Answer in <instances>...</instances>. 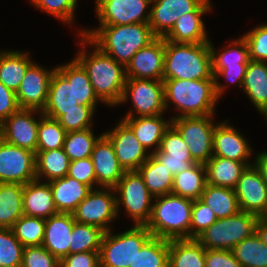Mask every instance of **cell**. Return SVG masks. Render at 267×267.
I'll list each match as a JSON object with an SVG mask.
<instances>
[{
  "instance_id": "obj_13",
  "label": "cell",
  "mask_w": 267,
  "mask_h": 267,
  "mask_svg": "<svg viewBox=\"0 0 267 267\" xmlns=\"http://www.w3.org/2000/svg\"><path fill=\"white\" fill-rule=\"evenodd\" d=\"M35 179V153L0 138V183L24 185Z\"/></svg>"
},
{
  "instance_id": "obj_55",
  "label": "cell",
  "mask_w": 267,
  "mask_h": 267,
  "mask_svg": "<svg viewBox=\"0 0 267 267\" xmlns=\"http://www.w3.org/2000/svg\"><path fill=\"white\" fill-rule=\"evenodd\" d=\"M19 109L15 92L0 82V124Z\"/></svg>"
},
{
  "instance_id": "obj_17",
  "label": "cell",
  "mask_w": 267,
  "mask_h": 267,
  "mask_svg": "<svg viewBox=\"0 0 267 267\" xmlns=\"http://www.w3.org/2000/svg\"><path fill=\"white\" fill-rule=\"evenodd\" d=\"M56 68L48 70L32 63L15 92L20 109L43 111L46 106L51 77Z\"/></svg>"
},
{
  "instance_id": "obj_60",
  "label": "cell",
  "mask_w": 267,
  "mask_h": 267,
  "mask_svg": "<svg viewBox=\"0 0 267 267\" xmlns=\"http://www.w3.org/2000/svg\"><path fill=\"white\" fill-rule=\"evenodd\" d=\"M267 222V213L262 217Z\"/></svg>"
},
{
  "instance_id": "obj_52",
  "label": "cell",
  "mask_w": 267,
  "mask_h": 267,
  "mask_svg": "<svg viewBox=\"0 0 267 267\" xmlns=\"http://www.w3.org/2000/svg\"><path fill=\"white\" fill-rule=\"evenodd\" d=\"M67 176L94 189L96 176L91 157L70 161Z\"/></svg>"
},
{
  "instance_id": "obj_56",
  "label": "cell",
  "mask_w": 267,
  "mask_h": 267,
  "mask_svg": "<svg viewBox=\"0 0 267 267\" xmlns=\"http://www.w3.org/2000/svg\"><path fill=\"white\" fill-rule=\"evenodd\" d=\"M254 166L259 170L263 180L267 184V151L258 153L255 158Z\"/></svg>"
},
{
  "instance_id": "obj_21",
  "label": "cell",
  "mask_w": 267,
  "mask_h": 267,
  "mask_svg": "<svg viewBox=\"0 0 267 267\" xmlns=\"http://www.w3.org/2000/svg\"><path fill=\"white\" fill-rule=\"evenodd\" d=\"M152 155L173 175L189 169L196 162L193 160L187 144L180 133L172 126L165 131L160 147Z\"/></svg>"
},
{
  "instance_id": "obj_54",
  "label": "cell",
  "mask_w": 267,
  "mask_h": 267,
  "mask_svg": "<svg viewBox=\"0 0 267 267\" xmlns=\"http://www.w3.org/2000/svg\"><path fill=\"white\" fill-rule=\"evenodd\" d=\"M60 267H100L99 252L69 254L60 260Z\"/></svg>"
},
{
  "instance_id": "obj_34",
  "label": "cell",
  "mask_w": 267,
  "mask_h": 267,
  "mask_svg": "<svg viewBox=\"0 0 267 267\" xmlns=\"http://www.w3.org/2000/svg\"><path fill=\"white\" fill-rule=\"evenodd\" d=\"M207 184L206 168L204 164H193L189 169L179 172L173 177L171 194L198 200L201 198Z\"/></svg>"
},
{
  "instance_id": "obj_47",
  "label": "cell",
  "mask_w": 267,
  "mask_h": 267,
  "mask_svg": "<svg viewBox=\"0 0 267 267\" xmlns=\"http://www.w3.org/2000/svg\"><path fill=\"white\" fill-rule=\"evenodd\" d=\"M37 9L62 20L69 25L73 22L78 0H29Z\"/></svg>"
},
{
  "instance_id": "obj_51",
  "label": "cell",
  "mask_w": 267,
  "mask_h": 267,
  "mask_svg": "<svg viewBox=\"0 0 267 267\" xmlns=\"http://www.w3.org/2000/svg\"><path fill=\"white\" fill-rule=\"evenodd\" d=\"M23 267H60V261L42 245L24 247Z\"/></svg>"
},
{
  "instance_id": "obj_30",
  "label": "cell",
  "mask_w": 267,
  "mask_h": 267,
  "mask_svg": "<svg viewBox=\"0 0 267 267\" xmlns=\"http://www.w3.org/2000/svg\"><path fill=\"white\" fill-rule=\"evenodd\" d=\"M242 89L259 113L267 108V62L249 61Z\"/></svg>"
},
{
  "instance_id": "obj_24",
  "label": "cell",
  "mask_w": 267,
  "mask_h": 267,
  "mask_svg": "<svg viewBox=\"0 0 267 267\" xmlns=\"http://www.w3.org/2000/svg\"><path fill=\"white\" fill-rule=\"evenodd\" d=\"M210 0H205L193 13L178 18L164 40L173 43L200 44L209 42L202 16L211 11Z\"/></svg>"
},
{
  "instance_id": "obj_7",
  "label": "cell",
  "mask_w": 267,
  "mask_h": 267,
  "mask_svg": "<svg viewBox=\"0 0 267 267\" xmlns=\"http://www.w3.org/2000/svg\"><path fill=\"white\" fill-rule=\"evenodd\" d=\"M152 237L146 226H133L119 234L105 232L99 251L100 267H129Z\"/></svg>"
},
{
  "instance_id": "obj_42",
  "label": "cell",
  "mask_w": 267,
  "mask_h": 267,
  "mask_svg": "<svg viewBox=\"0 0 267 267\" xmlns=\"http://www.w3.org/2000/svg\"><path fill=\"white\" fill-rule=\"evenodd\" d=\"M105 231L100 227L74 222L72 228L70 254L99 252Z\"/></svg>"
},
{
  "instance_id": "obj_10",
  "label": "cell",
  "mask_w": 267,
  "mask_h": 267,
  "mask_svg": "<svg viewBox=\"0 0 267 267\" xmlns=\"http://www.w3.org/2000/svg\"><path fill=\"white\" fill-rule=\"evenodd\" d=\"M213 115L181 116L171 120L180 133L196 163L206 164L213 153V133L216 123Z\"/></svg>"
},
{
  "instance_id": "obj_53",
  "label": "cell",
  "mask_w": 267,
  "mask_h": 267,
  "mask_svg": "<svg viewBox=\"0 0 267 267\" xmlns=\"http://www.w3.org/2000/svg\"><path fill=\"white\" fill-rule=\"evenodd\" d=\"M205 267H241L230 250L206 249Z\"/></svg>"
},
{
  "instance_id": "obj_50",
  "label": "cell",
  "mask_w": 267,
  "mask_h": 267,
  "mask_svg": "<svg viewBox=\"0 0 267 267\" xmlns=\"http://www.w3.org/2000/svg\"><path fill=\"white\" fill-rule=\"evenodd\" d=\"M253 61L267 62V24L258 25L242 36Z\"/></svg>"
},
{
  "instance_id": "obj_36",
  "label": "cell",
  "mask_w": 267,
  "mask_h": 267,
  "mask_svg": "<svg viewBox=\"0 0 267 267\" xmlns=\"http://www.w3.org/2000/svg\"><path fill=\"white\" fill-rule=\"evenodd\" d=\"M137 172L154 197L171 194L174 175L152 154Z\"/></svg>"
},
{
  "instance_id": "obj_6",
  "label": "cell",
  "mask_w": 267,
  "mask_h": 267,
  "mask_svg": "<svg viewBox=\"0 0 267 267\" xmlns=\"http://www.w3.org/2000/svg\"><path fill=\"white\" fill-rule=\"evenodd\" d=\"M260 217L256 214L240 211L238 214L217 219L196 240L205 249L230 250L252 236Z\"/></svg>"
},
{
  "instance_id": "obj_26",
  "label": "cell",
  "mask_w": 267,
  "mask_h": 267,
  "mask_svg": "<svg viewBox=\"0 0 267 267\" xmlns=\"http://www.w3.org/2000/svg\"><path fill=\"white\" fill-rule=\"evenodd\" d=\"M74 222L72 213H58L46 219L42 246L59 261L70 254Z\"/></svg>"
},
{
  "instance_id": "obj_40",
  "label": "cell",
  "mask_w": 267,
  "mask_h": 267,
  "mask_svg": "<svg viewBox=\"0 0 267 267\" xmlns=\"http://www.w3.org/2000/svg\"><path fill=\"white\" fill-rule=\"evenodd\" d=\"M129 267H169V240L152 237Z\"/></svg>"
},
{
  "instance_id": "obj_14",
  "label": "cell",
  "mask_w": 267,
  "mask_h": 267,
  "mask_svg": "<svg viewBox=\"0 0 267 267\" xmlns=\"http://www.w3.org/2000/svg\"><path fill=\"white\" fill-rule=\"evenodd\" d=\"M150 4L151 0H96V16L100 25L149 23Z\"/></svg>"
},
{
  "instance_id": "obj_33",
  "label": "cell",
  "mask_w": 267,
  "mask_h": 267,
  "mask_svg": "<svg viewBox=\"0 0 267 267\" xmlns=\"http://www.w3.org/2000/svg\"><path fill=\"white\" fill-rule=\"evenodd\" d=\"M205 253L196 239L169 240V267H205Z\"/></svg>"
},
{
  "instance_id": "obj_19",
  "label": "cell",
  "mask_w": 267,
  "mask_h": 267,
  "mask_svg": "<svg viewBox=\"0 0 267 267\" xmlns=\"http://www.w3.org/2000/svg\"><path fill=\"white\" fill-rule=\"evenodd\" d=\"M165 56L164 38H156L141 48L125 67L126 78L163 81Z\"/></svg>"
},
{
  "instance_id": "obj_4",
  "label": "cell",
  "mask_w": 267,
  "mask_h": 267,
  "mask_svg": "<svg viewBox=\"0 0 267 267\" xmlns=\"http://www.w3.org/2000/svg\"><path fill=\"white\" fill-rule=\"evenodd\" d=\"M212 76L209 42L185 44L165 40L163 80H203Z\"/></svg>"
},
{
  "instance_id": "obj_44",
  "label": "cell",
  "mask_w": 267,
  "mask_h": 267,
  "mask_svg": "<svg viewBox=\"0 0 267 267\" xmlns=\"http://www.w3.org/2000/svg\"><path fill=\"white\" fill-rule=\"evenodd\" d=\"M37 115H39L37 151L63 148L66 130L57 119L45 116L42 111H38Z\"/></svg>"
},
{
  "instance_id": "obj_23",
  "label": "cell",
  "mask_w": 267,
  "mask_h": 267,
  "mask_svg": "<svg viewBox=\"0 0 267 267\" xmlns=\"http://www.w3.org/2000/svg\"><path fill=\"white\" fill-rule=\"evenodd\" d=\"M91 159L96 176V188H114L125 171L119 164L110 140L104 134L96 142Z\"/></svg>"
},
{
  "instance_id": "obj_18",
  "label": "cell",
  "mask_w": 267,
  "mask_h": 267,
  "mask_svg": "<svg viewBox=\"0 0 267 267\" xmlns=\"http://www.w3.org/2000/svg\"><path fill=\"white\" fill-rule=\"evenodd\" d=\"M233 189L240 211L256 214L260 218L267 213V184L254 165L246 167Z\"/></svg>"
},
{
  "instance_id": "obj_59",
  "label": "cell",
  "mask_w": 267,
  "mask_h": 267,
  "mask_svg": "<svg viewBox=\"0 0 267 267\" xmlns=\"http://www.w3.org/2000/svg\"><path fill=\"white\" fill-rule=\"evenodd\" d=\"M0 267H23L21 264L17 266H0Z\"/></svg>"
},
{
  "instance_id": "obj_28",
  "label": "cell",
  "mask_w": 267,
  "mask_h": 267,
  "mask_svg": "<svg viewBox=\"0 0 267 267\" xmlns=\"http://www.w3.org/2000/svg\"><path fill=\"white\" fill-rule=\"evenodd\" d=\"M121 119L131 128L146 150L152 149V146L156 147L151 154L159 149L162 137L171 125V120H165L163 114L145 117H123Z\"/></svg>"
},
{
  "instance_id": "obj_15",
  "label": "cell",
  "mask_w": 267,
  "mask_h": 267,
  "mask_svg": "<svg viewBox=\"0 0 267 267\" xmlns=\"http://www.w3.org/2000/svg\"><path fill=\"white\" fill-rule=\"evenodd\" d=\"M35 109H19L0 124V138L36 154L39 120ZM34 114V115H33Z\"/></svg>"
},
{
  "instance_id": "obj_49",
  "label": "cell",
  "mask_w": 267,
  "mask_h": 267,
  "mask_svg": "<svg viewBox=\"0 0 267 267\" xmlns=\"http://www.w3.org/2000/svg\"><path fill=\"white\" fill-rule=\"evenodd\" d=\"M217 221L213 210L200 199L194 200L191 212L190 239H196Z\"/></svg>"
},
{
  "instance_id": "obj_16",
  "label": "cell",
  "mask_w": 267,
  "mask_h": 267,
  "mask_svg": "<svg viewBox=\"0 0 267 267\" xmlns=\"http://www.w3.org/2000/svg\"><path fill=\"white\" fill-rule=\"evenodd\" d=\"M111 142L119 164L125 172L137 171L150 157L131 128L121 119L111 131L103 133Z\"/></svg>"
},
{
  "instance_id": "obj_22",
  "label": "cell",
  "mask_w": 267,
  "mask_h": 267,
  "mask_svg": "<svg viewBox=\"0 0 267 267\" xmlns=\"http://www.w3.org/2000/svg\"><path fill=\"white\" fill-rule=\"evenodd\" d=\"M227 122L228 120H225L215 125L212 156L243 162L247 167L253 165L248 161L252 155L250 145L243 135Z\"/></svg>"
},
{
  "instance_id": "obj_31",
  "label": "cell",
  "mask_w": 267,
  "mask_h": 267,
  "mask_svg": "<svg viewBox=\"0 0 267 267\" xmlns=\"http://www.w3.org/2000/svg\"><path fill=\"white\" fill-rule=\"evenodd\" d=\"M246 167L243 162L212 156L205 164L207 183L233 189Z\"/></svg>"
},
{
  "instance_id": "obj_1",
  "label": "cell",
  "mask_w": 267,
  "mask_h": 267,
  "mask_svg": "<svg viewBox=\"0 0 267 267\" xmlns=\"http://www.w3.org/2000/svg\"><path fill=\"white\" fill-rule=\"evenodd\" d=\"M78 36H81L80 44L83 49L77 53L75 59L87 71L96 95L108 106L119 105L126 81L125 67L104 53L84 34ZM87 45L94 47L89 54L85 49Z\"/></svg>"
},
{
  "instance_id": "obj_27",
  "label": "cell",
  "mask_w": 267,
  "mask_h": 267,
  "mask_svg": "<svg viewBox=\"0 0 267 267\" xmlns=\"http://www.w3.org/2000/svg\"><path fill=\"white\" fill-rule=\"evenodd\" d=\"M23 213L44 219L58 214L49 182L35 179L23 185Z\"/></svg>"
},
{
  "instance_id": "obj_8",
  "label": "cell",
  "mask_w": 267,
  "mask_h": 267,
  "mask_svg": "<svg viewBox=\"0 0 267 267\" xmlns=\"http://www.w3.org/2000/svg\"><path fill=\"white\" fill-rule=\"evenodd\" d=\"M114 190L119 194L116 195L117 216L123 205L128 216L132 217L134 226H146L151 217L154 196L141 175L137 171L125 172Z\"/></svg>"
},
{
  "instance_id": "obj_5",
  "label": "cell",
  "mask_w": 267,
  "mask_h": 267,
  "mask_svg": "<svg viewBox=\"0 0 267 267\" xmlns=\"http://www.w3.org/2000/svg\"><path fill=\"white\" fill-rule=\"evenodd\" d=\"M152 213L146 228L153 237L190 239L193 200L174 194L154 197Z\"/></svg>"
},
{
  "instance_id": "obj_38",
  "label": "cell",
  "mask_w": 267,
  "mask_h": 267,
  "mask_svg": "<svg viewBox=\"0 0 267 267\" xmlns=\"http://www.w3.org/2000/svg\"><path fill=\"white\" fill-rule=\"evenodd\" d=\"M69 157L63 148L48 151H36V179L41 181L44 177L47 182L67 176ZM46 177V178H45Z\"/></svg>"
},
{
  "instance_id": "obj_9",
  "label": "cell",
  "mask_w": 267,
  "mask_h": 267,
  "mask_svg": "<svg viewBox=\"0 0 267 267\" xmlns=\"http://www.w3.org/2000/svg\"><path fill=\"white\" fill-rule=\"evenodd\" d=\"M209 47L217 97L221 98L220 96L226 90L225 85L218 82L220 76L242 88L246 68L250 61L249 48L245 39L241 36V38L233 40L228 48L226 47L220 53L216 51L210 41Z\"/></svg>"
},
{
  "instance_id": "obj_43",
  "label": "cell",
  "mask_w": 267,
  "mask_h": 267,
  "mask_svg": "<svg viewBox=\"0 0 267 267\" xmlns=\"http://www.w3.org/2000/svg\"><path fill=\"white\" fill-rule=\"evenodd\" d=\"M45 223L44 218L22 215L11 230L24 247L40 246L44 240Z\"/></svg>"
},
{
  "instance_id": "obj_2",
  "label": "cell",
  "mask_w": 267,
  "mask_h": 267,
  "mask_svg": "<svg viewBox=\"0 0 267 267\" xmlns=\"http://www.w3.org/2000/svg\"><path fill=\"white\" fill-rule=\"evenodd\" d=\"M79 33L87 36L98 48L124 67L138 50L157 38L148 23L100 25L97 29H84Z\"/></svg>"
},
{
  "instance_id": "obj_46",
  "label": "cell",
  "mask_w": 267,
  "mask_h": 267,
  "mask_svg": "<svg viewBox=\"0 0 267 267\" xmlns=\"http://www.w3.org/2000/svg\"><path fill=\"white\" fill-rule=\"evenodd\" d=\"M24 246L11 229L0 228V266L22 264Z\"/></svg>"
},
{
  "instance_id": "obj_12",
  "label": "cell",
  "mask_w": 267,
  "mask_h": 267,
  "mask_svg": "<svg viewBox=\"0 0 267 267\" xmlns=\"http://www.w3.org/2000/svg\"><path fill=\"white\" fill-rule=\"evenodd\" d=\"M114 188L92 189L72 213L78 223L100 227L105 232L112 230L111 221L117 218Z\"/></svg>"
},
{
  "instance_id": "obj_45",
  "label": "cell",
  "mask_w": 267,
  "mask_h": 267,
  "mask_svg": "<svg viewBox=\"0 0 267 267\" xmlns=\"http://www.w3.org/2000/svg\"><path fill=\"white\" fill-rule=\"evenodd\" d=\"M92 128L80 131L67 132L63 149L70 161L91 157L92 151L98 139Z\"/></svg>"
},
{
  "instance_id": "obj_20",
  "label": "cell",
  "mask_w": 267,
  "mask_h": 267,
  "mask_svg": "<svg viewBox=\"0 0 267 267\" xmlns=\"http://www.w3.org/2000/svg\"><path fill=\"white\" fill-rule=\"evenodd\" d=\"M205 0H152L149 26L157 38H164L179 17L193 13Z\"/></svg>"
},
{
  "instance_id": "obj_35",
  "label": "cell",
  "mask_w": 267,
  "mask_h": 267,
  "mask_svg": "<svg viewBox=\"0 0 267 267\" xmlns=\"http://www.w3.org/2000/svg\"><path fill=\"white\" fill-rule=\"evenodd\" d=\"M56 69L66 78L74 79L75 98L82 105L91 106L96 109L98 102L101 101L96 95L90 78L83 66L74 58L71 62L57 65Z\"/></svg>"
},
{
  "instance_id": "obj_3",
  "label": "cell",
  "mask_w": 267,
  "mask_h": 267,
  "mask_svg": "<svg viewBox=\"0 0 267 267\" xmlns=\"http://www.w3.org/2000/svg\"><path fill=\"white\" fill-rule=\"evenodd\" d=\"M163 85L165 109L172 102L176 110H179V114L169 120L181 116L215 114L214 109L219 98L215 91L214 76L203 80L165 79Z\"/></svg>"
},
{
  "instance_id": "obj_58",
  "label": "cell",
  "mask_w": 267,
  "mask_h": 267,
  "mask_svg": "<svg viewBox=\"0 0 267 267\" xmlns=\"http://www.w3.org/2000/svg\"><path fill=\"white\" fill-rule=\"evenodd\" d=\"M261 114L265 117V120L267 121V108Z\"/></svg>"
},
{
  "instance_id": "obj_37",
  "label": "cell",
  "mask_w": 267,
  "mask_h": 267,
  "mask_svg": "<svg viewBox=\"0 0 267 267\" xmlns=\"http://www.w3.org/2000/svg\"><path fill=\"white\" fill-rule=\"evenodd\" d=\"M23 213V185L0 183V228L11 229Z\"/></svg>"
},
{
  "instance_id": "obj_39",
  "label": "cell",
  "mask_w": 267,
  "mask_h": 267,
  "mask_svg": "<svg viewBox=\"0 0 267 267\" xmlns=\"http://www.w3.org/2000/svg\"><path fill=\"white\" fill-rule=\"evenodd\" d=\"M200 200L209 206L217 219L231 217L240 212L234 189L206 184Z\"/></svg>"
},
{
  "instance_id": "obj_57",
  "label": "cell",
  "mask_w": 267,
  "mask_h": 267,
  "mask_svg": "<svg viewBox=\"0 0 267 267\" xmlns=\"http://www.w3.org/2000/svg\"><path fill=\"white\" fill-rule=\"evenodd\" d=\"M256 233L264 243V246L267 247V222L262 218H260L256 225Z\"/></svg>"
},
{
  "instance_id": "obj_25",
  "label": "cell",
  "mask_w": 267,
  "mask_h": 267,
  "mask_svg": "<svg viewBox=\"0 0 267 267\" xmlns=\"http://www.w3.org/2000/svg\"><path fill=\"white\" fill-rule=\"evenodd\" d=\"M81 110V104L75 98L74 79H66L57 69L49 85L48 99L42 114L59 119L63 111Z\"/></svg>"
},
{
  "instance_id": "obj_41",
  "label": "cell",
  "mask_w": 267,
  "mask_h": 267,
  "mask_svg": "<svg viewBox=\"0 0 267 267\" xmlns=\"http://www.w3.org/2000/svg\"><path fill=\"white\" fill-rule=\"evenodd\" d=\"M241 267H267V247L255 232L232 250Z\"/></svg>"
},
{
  "instance_id": "obj_32",
  "label": "cell",
  "mask_w": 267,
  "mask_h": 267,
  "mask_svg": "<svg viewBox=\"0 0 267 267\" xmlns=\"http://www.w3.org/2000/svg\"><path fill=\"white\" fill-rule=\"evenodd\" d=\"M29 52H0V82L7 88L17 91L28 67L33 63Z\"/></svg>"
},
{
  "instance_id": "obj_11",
  "label": "cell",
  "mask_w": 267,
  "mask_h": 267,
  "mask_svg": "<svg viewBox=\"0 0 267 267\" xmlns=\"http://www.w3.org/2000/svg\"><path fill=\"white\" fill-rule=\"evenodd\" d=\"M131 98L134 110H130L125 117H145L164 114L163 81L152 79L126 78L123 95L120 101L125 103Z\"/></svg>"
},
{
  "instance_id": "obj_48",
  "label": "cell",
  "mask_w": 267,
  "mask_h": 267,
  "mask_svg": "<svg viewBox=\"0 0 267 267\" xmlns=\"http://www.w3.org/2000/svg\"><path fill=\"white\" fill-rule=\"evenodd\" d=\"M95 112L91 106L81 104V110L63 111V115L58 119V122L66 132L85 130L92 128V119Z\"/></svg>"
},
{
  "instance_id": "obj_29",
  "label": "cell",
  "mask_w": 267,
  "mask_h": 267,
  "mask_svg": "<svg viewBox=\"0 0 267 267\" xmlns=\"http://www.w3.org/2000/svg\"><path fill=\"white\" fill-rule=\"evenodd\" d=\"M58 213H73L92 190L75 178L65 176L49 182Z\"/></svg>"
}]
</instances>
